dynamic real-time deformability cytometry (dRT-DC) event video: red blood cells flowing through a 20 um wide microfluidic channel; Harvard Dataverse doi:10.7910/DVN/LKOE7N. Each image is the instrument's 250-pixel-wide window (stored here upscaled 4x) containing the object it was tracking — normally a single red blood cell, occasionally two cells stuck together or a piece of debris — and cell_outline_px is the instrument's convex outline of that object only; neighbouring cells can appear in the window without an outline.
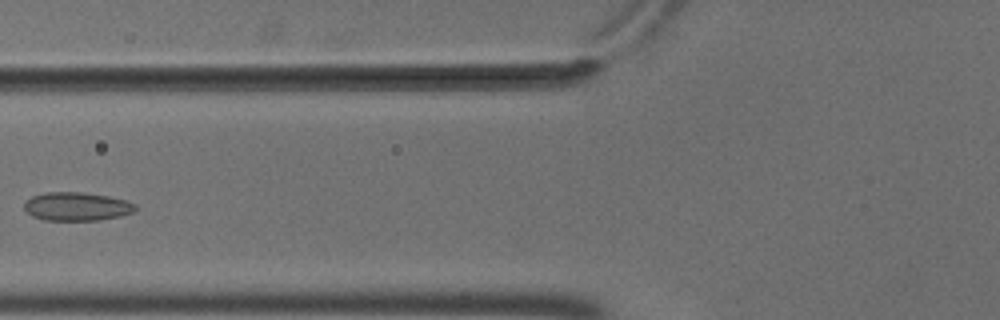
{"species": "common noctule bat (a hibernating species)", "species_latin": "Nyctalus noctula", "temperature_condition": "cold", "stored_images_in_passage": 6, "camera_frame_rate_fps": 3000, "um_per_image_px": 0.085, "animal": {"sex": "male", "body_mass_g": 18.8}, "frame": {"image": 1, "passage_image": 5, "time_ms": 1.333, "image_size_px": [1000, 320], "cell_outline_px": [[136, 212], [120, 216], [100, 220], [44, 220], [32, 216], [24, 208], [24, 200], [32, 196], [44, 192], [84, 192], [108, 196], [124, 200], [136, 204]], "centroid_in_image_um": [6.52, 17.55], "position_along_channel_um": 119.3, "area_um2": 18.61}}
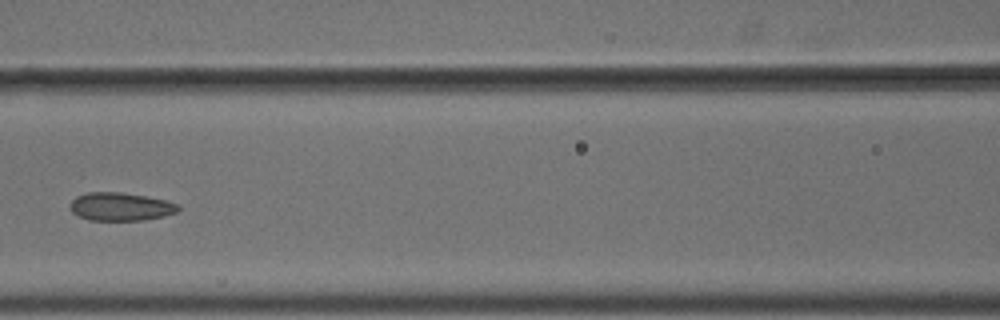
{"frame": {"image": 2, "passage_image": 6, "time_ms": 1.667, "image_size_px": [1000, 320], "cell_outline_px": [[180, 208], [176, 212], [164, 216], [144, 220], [88, 220], [72, 212], [72, 200], [76, 196], [88, 192], [120, 192], [144, 196], [164, 200], [180, 204]], "centroid_in_image_um": [10.27, 17.56], "position_along_channel_um": 156.3, "area_um2": 17.57}}